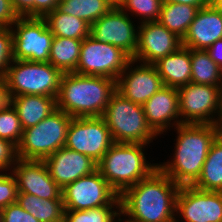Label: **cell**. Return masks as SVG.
Returning a JSON list of instances; mask_svg holds the SVG:
<instances>
[{
	"mask_svg": "<svg viewBox=\"0 0 222 222\" xmlns=\"http://www.w3.org/2000/svg\"><path fill=\"white\" fill-rule=\"evenodd\" d=\"M179 189L158 167L120 195V213L131 222H179L175 218Z\"/></svg>",
	"mask_w": 222,
	"mask_h": 222,
	"instance_id": "obj_1",
	"label": "cell"
},
{
	"mask_svg": "<svg viewBox=\"0 0 222 222\" xmlns=\"http://www.w3.org/2000/svg\"><path fill=\"white\" fill-rule=\"evenodd\" d=\"M174 129L178 134L174 158L158 167L179 186L193 185L217 137L215 125L182 123Z\"/></svg>",
	"mask_w": 222,
	"mask_h": 222,
	"instance_id": "obj_2",
	"label": "cell"
},
{
	"mask_svg": "<svg viewBox=\"0 0 222 222\" xmlns=\"http://www.w3.org/2000/svg\"><path fill=\"white\" fill-rule=\"evenodd\" d=\"M116 90L114 79L63 73L56 106L73 118L101 117Z\"/></svg>",
	"mask_w": 222,
	"mask_h": 222,
	"instance_id": "obj_3",
	"label": "cell"
},
{
	"mask_svg": "<svg viewBox=\"0 0 222 222\" xmlns=\"http://www.w3.org/2000/svg\"><path fill=\"white\" fill-rule=\"evenodd\" d=\"M145 146L147 144L114 142L97 163V170L119 196L158 168V164L146 161Z\"/></svg>",
	"mask_w": 222,
	"mask_h": 222,
	"instance_id": "obj_4",
	"label": "cell"
},
{
	"mask_svg": "<svg viewBox=\"0 0 222 222\" xmlns=\"http://www.w3.org/2000/svg\"><path fill=\"white\" fill-rule=\"evenodd\" d=\"M101 117L114 142L149 144L158 136L148 125L143 106L126 99L117 90Z\"/></svg>",
	"mask_w": 222,
	"mask_h": 222,
	"instance_id": "obj_5",
	"label": "cell"
},
{
	"mask_svg": "<svg viewBox=\"0 0 222 222\" xmlns=\"http://www.w3.org/2000/svg\"><path fill=\"white\" fill-rule=\"evenodd\" d=\"M62 75L49 62L12 60L4 78L9 97L42 95L57 98Z\"/></svg>",
	"mask_w": 222,
	"mask_h": 222,
	"instance_id": "obj_6",
	"label": "cell"
},
{
	"mask_svg": "<svg viewBox=\"0 0 222 222\" xmlns=\"http://www.w3.org/2000/svg\"><path fill=\"white\" fill-rule=\"evenodd\" d=\"M72 116L56 108L37 125L23 130L17 146V157L23 160H44L65 147Z\"/></svg>",
	"mask_w": 222,
	"mask_h": 222,
	"instance_id": "obj_7",
	"label": "cell"
},
{
	"mask_svg": "<svg viewBox=\"0 0 222 222\" xmlns=\"http://www.w3.org/2000/svg\"><path fill=\"white\" fill-rule=\"evenodd\" d=\"M13 25L10 28L13 60L48 62L54 36L45 18L19 17Z\"/></svg>",
	"mask_w": 222,
	"mask_h": 222,
	"instance_id": "obj_8",
	"label": "cell"
},
{
	"mask_svg": "<svg viewBox=\"0 0 222 222\" xmlns=\"http://www.w3.org/2000/svg\"><path fill=\"white\" fill-rule=\"evenodd\" d=\"M132 58L121 48L88 36L82 40L80 57L74 73L118 80Z\"/></svg>",
	"mask_w": 222,
	"mask_h": 222,
	"instance_id": "obj_9",
	"label": "cell"
},
{
	"mask_svg": "<svg viewBox=\"0 0 222 222\" xmlns=\"http://www.w3.org/2000/svg\"><path fill=\"white\" fill-rule=\"evenodd\" d=\"M61 193L65 210H87L120 204L119 194L98 170L68 184Z\"/></svg>",
	"mask_w": 222,
	"mask_h": 222,
	"instance_id": "obj_10",
	"label": "cell"
},
{
	"mask_svg": "<svg viewBox=\"0 0 222 222\" xmlns=\"http://www.w3.org/2000/svg\"><path fill=\"white\" fill-rule=\"evenodd\" d=\"M114 143L102 117L72 118L65 147L85 154L98 163Z\"/></svg>",
	"mask_w": 222,
	"mask_h": 222,
	"instance_id": "obj_11",
	"label": "cell"
},
{
	"mask_svg": "<svg viewBox=\"0 0 222 222\" xmlns=\"http://www.w3.org/2000/svg\"><path fill=\"white\" fill-rule=\"evenodd\" d=\"M181 123L214 124L219 114L222 86L189 83L178 88ZM183 117V118H182Z\"/></svg>",
	"mask_w": 222,
	"mask_h": 222,
	"instance_id": "obj_12",
	"label": "cell"
},
{
	"mask_svg": "<svg viewBox=\"0 0 222 222\" xmlns=\"http://www.w3.org/2000/svg\"><path fill=\"white\" fill-rule=\"evenodd\" d=\"M132 23L129 14L121 8H111L91 25L90 36L121 48L133 58L138 44V27L135 29Z\"/></svg>",
	"mask_w": 222,
	"mask_h": 222,
	"instance_id": "obj_13",
	"label": "cell"
},
{
	"mask_svg": "<svg viewBox=\"0 0 222 222\" xmlns=\"http://www.w3.org/2000/svg\"><path fill=\"white\" fill-rule=\"evenodd\" d=\"M176 213L183 216L184 222H222V192L180 186Z\"/></svg>",
	"mask_w": 222,
	"mask_h": 222,
	"instance_id": "obj_14",
	"label": "cell"
},
{
	"mask_svg": "<svg viewBox=\"0 0 222 222\" xmlns=\"http://www.w3.org/2000/svg\"><path fill=\"white\" fill-rule=\"evenodd\" d=\"M182 46V39L158 21L144 22L138 25V44L135 62L154 64Z\"/></svg>",
	"mask_w": 222,
	"mask_h": 222,
	"instance_id": "obj_15",
	"label": "cell"
},
{
	"mask_svg": "<svg viewBox=\"0 0 222 222\" xmlns=\"http://www.w3.org/2000/svg\"><path fill=\"white\" fill-rule=\"evenodd\" d=\"M133 64L135 61L131 60L120 74L117 91L135 104L143 105L164 84L154 65L140 63L130 68Z\"/></svg>",
	"mask_w": 222,
	"mask_h": 222,
	"instance_id": "obj_16",
	"label": "cell"
},
{
	"mask_svg": "<svg viewBox=\"0 0 222 222\" xmlns=\"http://www.w3.org/2000/svg\"><path fill=\"white\" fill-rule=\"evenodd\" d=\"M17 180L18 192L45 199H62V189L50 176L43 160L17 159L12 171Z\"/></svg>",
	"mask_w": 222,
	"mask_h": 222,
	"instance_id": "obj_17",
	"label": "cell"
},
{
	"mask_svg": "<svg viewBox=\"0 0 222 222\" xmlns=\"http://www.w3.org/2000/svg\"><path fill=\"white\" fill-rule=\"evenodd\" d=\"M43 161L50 176L61 189L97 170V163L90 157L66 147L60 148Z\"/></svg>",
	"mask_w": 222,
	"mask_h": 222,
	"instance_id": "obj_18",
	"label": "cell"
},
{
	"mask_svg": "<svg viewBox=\"0 0 222 222\" xmlns=\"http://www.w3.org/2000/svg\"><path fill=\"white\" fill-rule=\"evenodd\" d=\"M142 106L148 125L157 135L166 132L171 127L170 124L172 127L182 124L179 119V94L177 88L163 86ZM172 120L175 121L171 123Z\"/></svg>",
	"mask_w": 222,
	"mask_h": 222,
	"instance_id": "obj_19",
	"label": "cell"
},
{
	"mask_svg": "<svg viewBox=\"0 0 222 222\" xmlns=\"http://www.w3.org/2000/svg\"><path fill=\"white\" fill-rule=\"evenodd\" d=\"M219 39H222V11L208 4L197 12L182 39V45L195 50H207Z\"/></svg>",
	"mask_w": 222,
	"mask_h": 222,
	"instance_id": "obj_20",
	"label": "cell"
},
{
	"mask_svg": "<svg viewBox=\"0 0 222 222\" xmlns=\"http://www.w3.org/2000/svg\"><path fill=\"white\" fill-rule=\"evenodd\" d=\"M164 86L179 88L191 82L190 48L181 46L153 64Z\"/></svg>",
	"mask_w": 222,
	"mask_h": 222,
	"instance_id": "obj_21",
	"label": "cell"
},
{
	"mask_svg": "<svg viewBox=\"0 0 222 222\" xmlns=\"http://www.w3.org/2000/svg\"><path fill=\"white\" fill-rule=\"evenodd\" d=\"M23 130L37 125L56 108V98L42 95H19L10 97Z\"/></svg>",
	"mask_w": 222,
	"mask_h": 222,
	"instance_id": "obj_22",
	"label": "cell"
},
{
	"mask_svg": "<svg viewBox=\"0 0 222 222\" xmlns=\"http://www.w3.org/2000/svg\"><path fill=\"white\" fill-rule=\"evenodd\" d=\"M17 203L39 222H64L62 199H43L25 192H18Z\"/></svg>",
	"mask_w": 222,
	"mask_h": 222,
	"instance_id": "obj_23",
	"label": "cell"
},
{
	"mask_svg": "<svg viewBox=\"0 0 222 222\" xmlns=\"http://www.w3.org/2000/svg\"><path fill=\"white\" fill-rule=\"evenodd\" d=\"M198 11L188 4L163 2L158 22L183 39Z\"/></svg>",
	"mask_w": 222,
	"mask_h": 222,
	"instance_id": "obj_24",
	"label": "cell"
},
{
	"mask_svg": "<svg viewBox=\"0 0 222 222\" xmlns=\"http://www.w3.org/2000/svg\"><path fill=\"white\" fill-rule=\"evenodd\" d=\"M193 186L204 191L222 192V140L219 138L213 141L201 175Z\"/></svg>",
	"mask_w": 222,
	"mask_h": 222,
	"instance_id": "obj_25",
	"label": "cell"
},
{
	"mask_svg": "<svg viewBox=\"0 0 222 222\" xmlns=\"http://www.w3.org/2000/svg\"><path fill=\"white\" fill-rule=\"evenodd\" d=\"M53 36L83 40L90 35L91 25L73 15L64 14L57 8L45 17Z\"/></svg>",
	"mask_w": 222,
	"mask_h": 222,
	"instance_id": "obj_26",
	"label": "cell"
},
{
	"mask_svg": "<svg viewBox=\"0 0 222 222\" xmlns=\"http://www.w3.org/2000/svg\"><path fill=\"white\" fill-rule=\"evenodd\" d=\"M81 44L82 40L54 36L48 62L62 73L75 72L80 57Z\"/></svg>",
	"mask_w": 222,
	"mask_h": 222,
	"instance_id": "obj_27",
	"label": "cell"
},
{
	"mask_svg": "<svg viewBox=\"0 0 222 222\" xmlns=\"http://www.w3.org/2000/svg\"><path fill=\"white\" fill-rule=\"evenodd\" d=\"M191 83L222 86V69L211 59L206 50L190 48Z\"/></svg>",
	"mask_w": 222,
	"mask_h": 222,
	"instance_id": "obj_28",
	"label": "cell"
},
{
	"mask_svg": "<svg viewBox=\"0 0 222 222\" xmlns=\"http://www.w3.org/2000/svg\"><path fill=\"white\" fill-rule=\"evenodd\" d=\"M111 8L106 0H67L58 3L57 6L60 12L83 19L90 25Z\"/></svg>",
	"mask_w": 222,
	"mask_h": 222,
	"instance_id": "obj_29",
	"label": "cell"
},
{
	"mask_svg": "<svg viewBox=\"0 0 222 222\" xmlns=\"http://www.w3.org/2000/svg\"><path fill=\"white\" fill-rule=\"evenodd\" d=\"M121 216L120 204H109L87 210H65L64 222H115L116 217L121 222Z\"/></svg>",
	"mask_w": 222,
	"mask_h": 222,
	"instance_id": "obj_30",
	"label": "cell"
},
{
	"mask_svg": "<svg viewBox=\"0 0 222 222\" xmlns=\"http://www.w3.org/2000/svg\"><path fill=\"white\" fill-rule=\"evenodd\" d=\"M22 134L23 128L17 112L9 103L4 109L0 110V138L8 140L17 147Z\"/></svg>",
	"mask_w": 222,
	"mask_h": 222,
	"instance_id": "obj_31",
	"label": "cell"
},
{
	"mask_svg": "<svg viewBox=\"0 0 222 222\" xmlns=\"http://www.w3.org/2000/svg\"><path fill=\"white\" fill-rule=\"evenodd\" d=\"M163 0H126L121 9L141 16V23L158 21Z\"/></svg>",
	"mask_w": 222,
	"mask_h": 222,
	"instance_id": "obj_32",
	"label": "cell"
},
{
	"mask_svg": "<svg viewBox=\"0 0 222 222\" xmlns=\"http://www.w3.org/2000/svg\"><path fill=\"white\" fill-rule=\"evenodd\" d=\"M3 174L0 172V208L17 202V180L12 172Z\"/></svg>",
	"mask_w": 222,
	"mask_h": 222,
	"instance_id": "obj_33",
	"label": "cell"
},
{
	"mask_svg": "<svg viewBox=\"0 0 222 222\" xmlns=\"http://www.w3.org/2000/svg\"><path fill=\"white\" fill-rule=\"evenodd\" d=\"M12 32L10 28L0 27V76L5 75L12 62Z\"/></svg>",
	"mask_w": 222,
	"mask_h": 222,
	"instance_id": "obj_34",
	"label": "cell"
},
{
	"mask_svg": "<svg viewBox=\"0 0 222 222\" xmlns=\"http://www.w3.org/2000/svg\"><path fill=\"white\" fill-rule=\"evenodd\" d=\"M17 159V147L8 140L0 138V172L6 170L11 172Z\"/></svg>",
	"mask_w": 222,
	"mask_h": 222,
	"instance_id": "obj_35",
	"label": "cell"
},
{
	"mask_svg": "<svg viewBox=\"0 0 222 222\" xmlns=\"http://www.w3.org/2000/svg\"><path fill=\"white\" fill-rule=\"evenodd\" d=\"M3 210V222H39L33 215L25 211L17 202L9 204Z\"/></svg>",
	"mask_w": 222,
	"mask_h": 222,
	"instance_id": "obj_36",
	"label": "cell"
},
{
	"mask_svg": "<svg viewBox=\"0 0 222 222\" xmlns=\"http://www.w3.org/2000/svg\"><path fill=\"white\" fill-rule=\"evenodd\" d=\"M18 18L11 0H0V27L12 28Z\"/></svg>",
	"mask_w": 222,
	"mask_h": 222,
	"instance_id": "obj_37",
	"label": "cell"
},
{
	"mask_svg": "<svg viewBox=\"0 0 222 222\" xmlns=\"http://www.w3.org/2000/svg\"><path fill=\"white\" fill-rule=\"evenodd\" d=\"M19 17H34V0H11Z\"/></svg>",
	"mask_w": 222,
	"mask_h": 222,
	"instance_id": "obj_38",
	"label": "cell"
},
{
	"mask_svg": "<svg viewBox=\"0 0 222 222\" xmlns=\"http://www.w3.org/2000/svg\"><path fill=\"white\" fill-rule=\"evenodd\" d=\"M58 3V0H34V17H45Z\"/></svg>",
	"mask_w": 222,
	"mask_h": 222,
	"instance_id": "obj_39",
	"label": "cell"
},
{
	"mask_svg": "<svg viewBox=\"0 0 222 222\" xmlns=\"http://www.w3.org/2000/svg\"><path fill=\"white\" fill-rule=\"evenodd\" d=\"M206 51L211 59L222 69V39L217 40Z\"/></svg>",
	"mask_w": 222,
	"mask_h": 222,
	"instance_id": "obj_40",
	"label": "cell"
},
{
	"mask_svg": "<svg viewBox=\"0 0 222 222\" xmlns=\"http://www.w3.org/2000/svg\"><path fill=\"white\" fill-rule=\"evenodd\" d=\"M10 103L6 81L3 76H0V110L4 109Z\"/></svg>",
	"mask_w": 222,
	"mask_h": 222,
	"instance_id": "obj_41",
	"label": "cell"
},
{
	"mask_svg": "<svg viewBox=\"0 0 222 222\" xmlns=\"http://www.w3.org/2000/svg\"><path fill=\"white\" fill-rule=\"evenodd\" d=\"M163 2L188 4L199 9L206 7L209 4V0H163Z\"/></svg>",
	"mask_w": 222,
	"mask_h": 222,
	"instance_id": "obj_42",
	"label": "cell"
},
{
	"mask_svg": "<svg viewBox=\"0 0 222 222\" xmlns=\"http://www.w3.org/2000/svg\"><path fill=\"white\" fill-rule=\"evenodd\" d=\"M214 125L216 128L217 138L222 140V100H221V104H220L219 114L216 117V121H215Z\"/></svg>",
	"mask_w": 222,
	"mask_h": 222,
	"instance_id": "obj_43",
	"label": "cell"
},
{
	"mask_svg": "<svg viewBox=\"0 0 222 222\" xmlns=\"http://www.w3.org/2000/svg\"><path fill=\"white\" fill-rule=\"evenodd\" d=\"M112 8H121L126 0H106Z\"/></svg>",
	"mask_w": 222,
	"mask_h": 222,
	"instance_id": "obj_44",
	"label": "cell"
},
{
	"mask_svg": "<svg viewBox=\"0 0 222 222\" xmlns=\"http://www.w3.org/2000/svg\"><path fill=\"white\" fill-rule=\"evenodd\" d=\"M209 4L213 8L222 11V0H209Z\"/></svg>",
	"mask_w": 222,
	"mask_h": 222,
	"instance_id": "obj_45",
	"label": "cell"
},
{
	"mask_svg": "<svg viewBox=\"0 0 222 222\" xmlns=\"http://www.w3.org/2000/svg\"><path fill=\"white\" fill-rule=\"evenodd\" d=\"M0 222H3V210L0 208Z\"/></svg>",
	"mask_w": 222,
	"mask_h": 222,
	"instance_id": "obj_46",
	"label": "cell"
},
{
	"mask_svg": "<svg viewBox=\"0 0 222 222\" xmlns=\"http://www.w3.org/2000/svg\"><path fill=\"white\" fill-rule=\"evenodd\" d=\"M65 1H67V0H58L59 3H60V2H65Z\"/></svg>",
	"mask_w": 222,
	"mask_h": 222,
	"instance_id": "obj_47",
	"label": "cell"
}]
</instances>
